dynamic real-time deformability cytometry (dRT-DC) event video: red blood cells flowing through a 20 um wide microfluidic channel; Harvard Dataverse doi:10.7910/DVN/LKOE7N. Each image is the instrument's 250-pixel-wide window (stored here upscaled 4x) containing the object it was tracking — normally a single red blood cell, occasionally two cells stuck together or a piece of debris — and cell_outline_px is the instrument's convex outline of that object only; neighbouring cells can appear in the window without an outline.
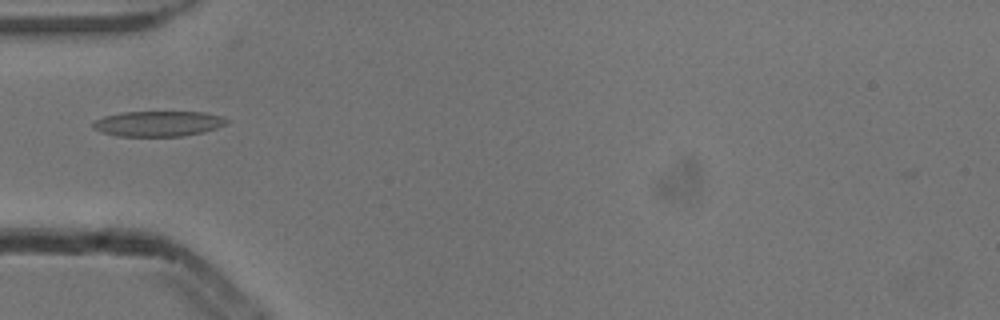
{"species": "common noctule bat (a hibernating species)", "species_latin": "Nyctalus noctula", "temperature_condition": "cold", "stored_images_in_passage": 3, "camera_frame_rate_fps": 3000, "um_per_image_px": 0.085, "animal": {"sex": "male", "body_mass_g": 13.3}, "frame": {"image": 1, "passage_image": 2, "time_ms": 0.333, "image_size_px": [1000, 320], "cell_outline_px": [[228, 120], [224, 124], [216, 128], [204, 132], [184, 136], [116, 136], [100, 132], [92, 128], [92, 124], [96, 120], [104, 116], [120, 112], [204, 112], [220, 116]], "centroid_in_image_um": [13.4, 10.51], "position_along_channel_um": 71.6, "area_um2": 19.77}}
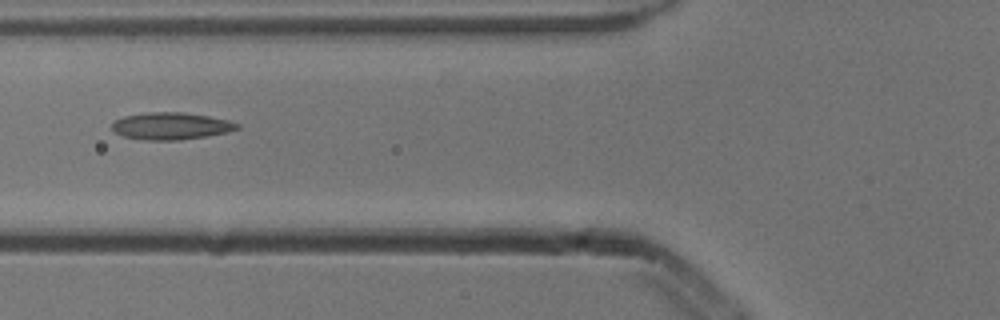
{"frame": {"image": 2, "passage_image": 3, "time_ms": 0.667, "image_size_px": [1000, 320], "cell_outline_px": [[240, 128], [228, 132], [208, 136], [180, 140], [144, 140], [124, 136], [116, 132], [112, 128], [112, 124], [116, 120], [124, 116], [148, 112], [184, 112], [208, 116], [228, 120], [240, 124]], "centroid_in_image_um": [14.57, 10.71], "position_along_channel_um": 111.2, "area_um2": 19.77}}